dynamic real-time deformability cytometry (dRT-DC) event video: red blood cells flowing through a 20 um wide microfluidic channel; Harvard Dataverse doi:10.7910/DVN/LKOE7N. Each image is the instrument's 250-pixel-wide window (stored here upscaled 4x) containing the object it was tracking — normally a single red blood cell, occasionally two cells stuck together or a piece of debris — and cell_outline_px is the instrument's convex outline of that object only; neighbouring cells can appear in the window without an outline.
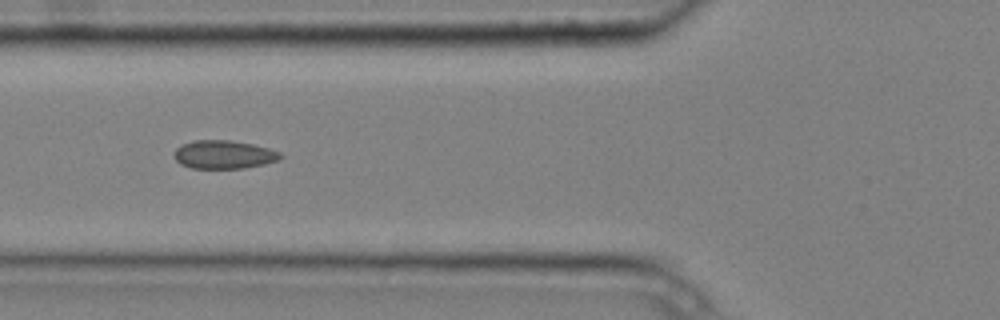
{"species": "common noctule bat (a hibernating species)", "species_latin": "Nyctalus noctula", "temperature_condition": "cold", "stored_images_in_passage": 7, "camera_frame_rate_fps": 3000, "um_per_image_px": 0.085, "animal": {"sex": "male", "body_mass_g": 20.4}, "frame": {"image": 1, "passage_image": 5, "time_ms": 1.333, "image_size_px": [1000, 320], "cell_outline_px": [[284, 156], [276, 160], [264, 164], [244, 168], [192, 168], [180, 164], [172, 156], [176, 148], [180, 144], [196, 140], [232, 140], [252, 144], [268, 148], [280, 152]], "centroid_in_image_um": [18.99, 13.13], "position_along_channel_um": 106.8, "area_um2": 17.63}}
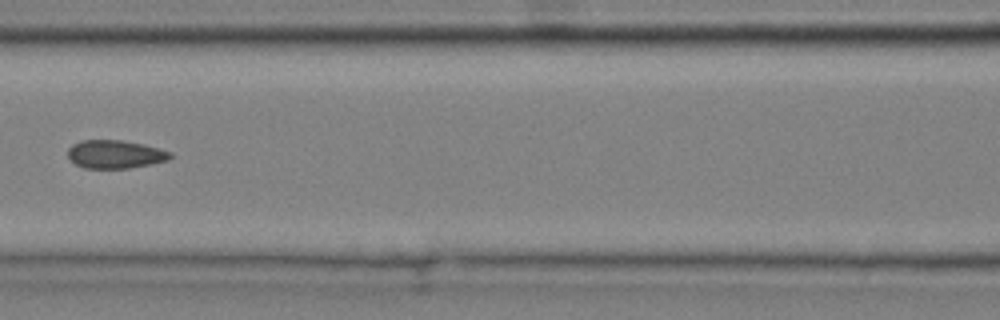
{"frame": {"image": 2, "passage_image": 6, "time_ms": 1.667, "image_size_px": [1000, 320], "cell_outline_px": [[172, 156], [168, 160], [152, 164], [128, 168], [84, 168], [76, 164], [68, 156], [68, 148], [72, 144], [80, 140], [124, 140], [144, 144], [160, 148], [172, 152]], "centroid_in_image_um": [9.81, 13.1], "position_along_channel_um": 156.8, "area_um2": 16.99}}
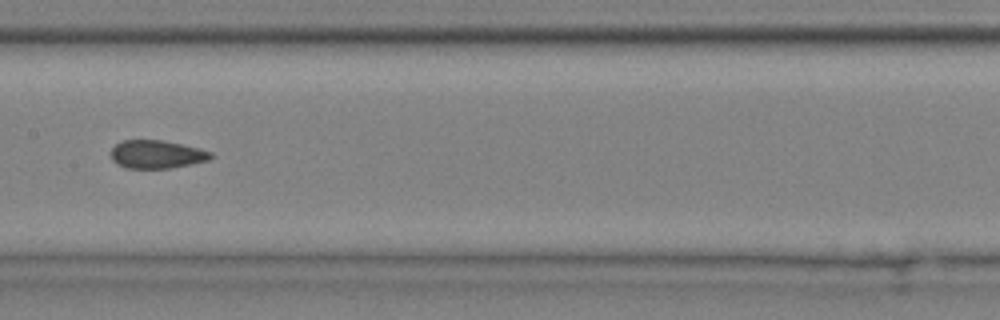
{"frame": {"image": 3, "passage_image": 7, "time_ms": 2.0, "image_size_px": [1000, 320], "cell_outline_px": [[216, 156], [208, 160], [172, 168], [124, 168], [116, 164], [112, 160], [112, 148], [116, 144], [124, 140], [160, 140], [200, 148], [212, 152]], "centroid_in_image_um": [13.34, 13.12], "position_along_channel_um": 194.1, "area_um2": 16.42}}